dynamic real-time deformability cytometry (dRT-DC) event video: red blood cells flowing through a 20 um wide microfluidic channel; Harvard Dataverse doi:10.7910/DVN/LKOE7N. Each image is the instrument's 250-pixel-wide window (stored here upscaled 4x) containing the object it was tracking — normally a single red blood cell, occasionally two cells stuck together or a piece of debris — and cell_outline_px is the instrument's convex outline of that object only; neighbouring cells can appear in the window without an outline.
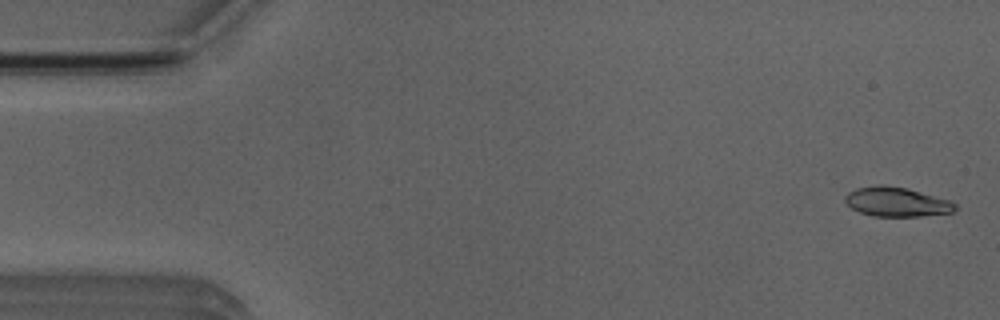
{"species": "Egyptian fruit bat (a non-hibernating species)", "species_latin": "Rousettus aegyptiacus", "temperature_condition": "room temperature", "stored_images_in_passage": 5, "camera_frame_rate_fps": 3000, "um_per_image_px": 0.085, "animal": {"sex": "male"}, "frame": {"image": 1, "passage_image": 1, "time_ms": 0.0, "image_size_px": [1000, 320], "cell_outline_px": [[956, 208], [952, 212], [920, 216], [872, 216], [860, 212], [852, 208], [844, 200], [844, 196], [848, 192], [856, 188], [876, 184], [880, 184], [908, 188], [952, 200], [956, 204]], "centroid_in_image_um": [76.21, 17.14], "position_along_channel_um": 8.8, "area_um2": 19.02}}
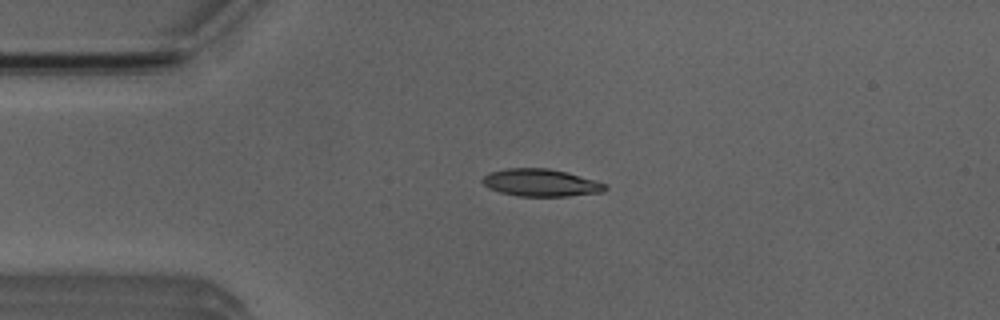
{"frame": {"image": 2, "passage_image": 4, "time_ms": 3.333, "image_size_px": [1000, 320], "cell_outline_px": [[608, 188], [604, 192], [568, 196], [516, 196], [500, 192], [488, 188], [480, 180], [484, 176], [492, 172], [508, 168], [548, 168], [596, 180], [604, 184]], "centroid_in_image_um": [45.97, 15.54], "position_along_channel_um": 39.0, "area_um2": 19.48}}